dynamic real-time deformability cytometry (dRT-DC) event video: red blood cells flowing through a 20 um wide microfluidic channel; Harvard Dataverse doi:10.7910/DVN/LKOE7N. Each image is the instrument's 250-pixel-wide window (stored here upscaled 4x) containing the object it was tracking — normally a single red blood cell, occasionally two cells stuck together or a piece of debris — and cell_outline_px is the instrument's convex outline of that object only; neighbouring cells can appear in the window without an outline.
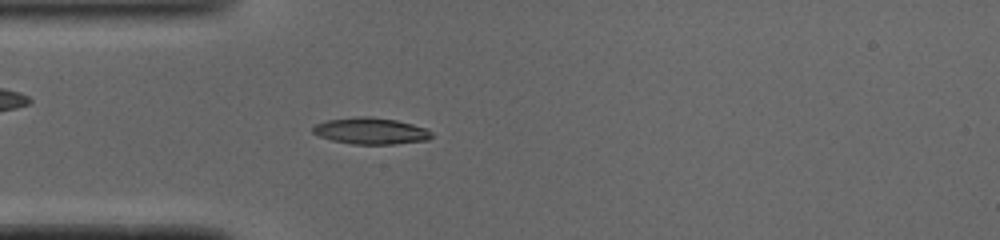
{"species": "common noctule bat (a hibernating species)", "species_latin": "Nyctalus noctula", "temperature_condition": "cold", "stored_images_in_passage": 48, "camera_frame_rate_fps": 3000, "um_per_image_px": 0.085, "animal": {"sex": "male", "body_mass_g": 19.0, "forearm_length_mm": 50.8}, "frame": {"image": 1, "passage_image": 13, "time_ms": 4.0, "image_size_px": [1000, 240], "cell_outline_px": [[432, 136], [428, 140], [392, 144], [352, 144], [332, 140], [320, 136], [312, 132], [312, 128], [316, 124], [328, 120], [356, 116], [372, 116], [396, 120], [428, 128], [432, 132]], "centroid_in_image_um": [31.54, 11.12], "position_along_channel_um": 53.5, "area_um2": 18.38}}
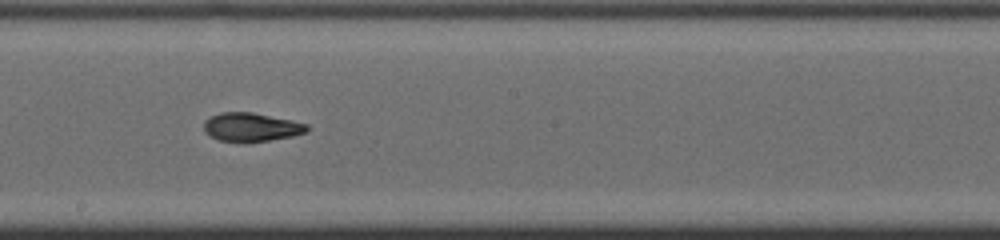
{"frame": {"image": 2, "passage_image": 26, "time_ms": 8.333, "image_size_px": [1000, 240], "cell_outline_px": [[308, 132], [292, 136], [272, 140], [248, 144], [240, 144], [220, 140], [208, 136], [204, 132], [204, 120], [220, 112], [252, 112], [308, 124]], "centroid_in_image_um": [21.32, 10.84], "position_along_channel_um": 226.9, "area_um2": 17.69}}
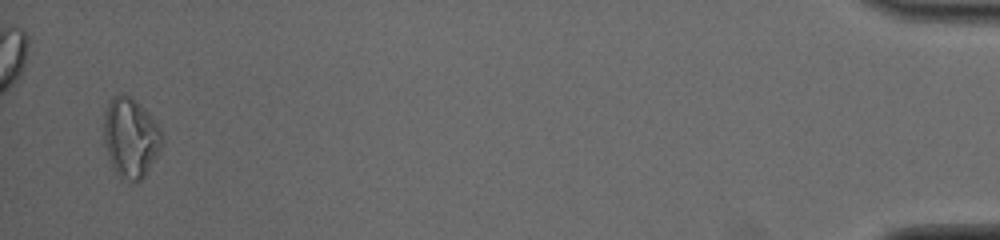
{"frame": {"image": 3, "passage_image": 47, "time_ms": 15.333, "image_size_px": [1000, 240], "cell_outline_px": [[164, 140], [160, 148], [144, 176], [140, 180], [132, 180], [120, 176], [116, 172], [108, 156], [104, 140], [104, 112], [112, 96], [120, 92], [136, 100], [140, 104], [160, 128]], "centroid_in_image_um": [11.09, 11.64], "position_along_channel_um": 424.1, "area_um2": 26.53}, "authors_computed_cell_mechanics": {"area_um2": 17.5423, "velocity_mm_per_s": 4.1061, "shape_relaxation_time_tau1_ms": 6.3823, "shape_relaxation_time_tau2_ms": 2.769, "deformation_change_tau1": 0.2027, "deformation_change_tau2": 0.0788}}